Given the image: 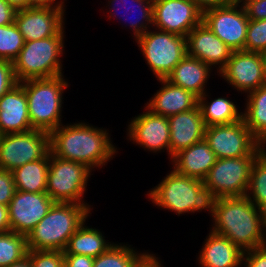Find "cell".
<instances>
[{
	"instance_id": "cell-49",
	"label": "cell",
	"mask_w": 266,
	"mask_h": 267,
	"mask_svg": "<svg viewBox=\"0 0 266 267\" xmlns=\"http://www.w3.org/2000/svg\"><path fill=\"white\" fill-rule=\"evenodd\" d=\"M264 87H266V57H265V68H264Z\"/></svg>"
},
{
	"instance_id": "cell-14",
	"label": "cell",
	"mask_w": 266,
	"mask_h": 267,
	"mask_svg": "<svg viewBox=\"0 0 266 267\" xmlns=\"http://www.w3.org/2000/svg\"><path fill=\"white\" fill-rule=\"evenodd\" d=\"M153 26L186 37L202 22V11L192 0H164L153 4Z\"/></svg>"
},
{
	"instance_id": "cell-42",
	"label": "cell",
	"mask_w": 266,
	"mask_h": 267,
	"mask_svg": "<svg viewBox=\"0 0 266 267\" xmlns=\"http://www.w3.org/2000/svg\"><path fill=\"white\" fill-rule=\"evenodd\" d=\"M192 1L203 12L210 8L221 7L234 3L237 0H192Z\"/></svg>"
},
{
	"instance_id": "cell-41",
	"label": "cell",
	"mask_w": 266,
	"mask_h": 267,
	"mask_svg": "<svg viewBox=\"0 0 266 267\" xmlns=\"http://www.w3.org/2000/svg\"><path fill=\"white\" fill-rule=\"evenodd\" d=\"M16 12L5 0H0V26L14 23Z\"/></svg>"
},
{
	"instance_id": "cell-3",
	"label": "cell",
	"mask_w": 266,
	"mask_h": 267,
	"mask_svg": "<svg viewBox=\"0 0 266 267\" xmlns=\"http://www.w3.org/2000/svg\"><path fill=\"white\" fill-rule=\"evenodd\" d=\"M90 210L88 204L55 202L26 236L28 250L64 251L69 238L86 221Z\"/></svg>"
},
{
	"instance_id": "cell-21",
	"label": "cell",
	"mask_w": 266,
	"mask_h": 267,
	"mask_svg": "<svg viewBox=\"0 0 266 267\" xmlns=\"http://www.w3.org/2000/svg\"><path fill=\"white\" fill-rule=\"evenodd\" d=\"M164 84L147 102L145 108L152 113L170 117L189 111L198 105V97L182 87L171 84L166 79H159Z\"/></svg>"
},
{
	"instance_id": "cell-22",
	"label": "cell",
	"mask_w": 266,
	"mask_h": 267,
	"mask_svg": "<svg viewBox=\"0 0 266 267\" xmlns=\"http://www.w3.org/2000/svg\"><path fill=\"white\" fill-rule=\"evenodd\" d=\"M217 157L205 139L180 150L172 158L174 170L183 176L204 180ZM175 164V165H174Z\"/></svg>"
},
{
	"instance_id": "cell-28",
	"label": "cell",
	"mask_w": 266,
	"mask_h": 267,
	"mask_svg": "<svg viewBox=\"0 0 266 267\" xmlns=\"http://www.w3.org/2000/svg\"><path fill=\"white\" fill-rule=\"evenodd\" d=\"M243 119L252 134L262 143L266 138V87L261 86L247 95Z\"/></svg>"
},
{
	"instance_id": "cell-9",
	"label": "cell",
	"mask_w": 266,
	"mask_h": 267,
	"mask_svg": "<svg viewBox=\"0 0 266 267\" xmlns=\"http://www.w3.org/2000/svg\"><path fill=\"white\" fill-rule=\"evenodd\" d=\"M204 139L217 159L258 156L262 152L261 142L248 129L244 119L206 127Z\"/></svg>"
},
{
	"instance_id": "cell-51",
	"label": "cell",
	"mask_w": 266,
	"mask_h": 267,
	"mask_svg": "<svg viewBox=\"0 0 266 267\" xmlns=\"http://www.w3.org/2000/svg\"><path fill=\"white\" fill-rule=\"evenodd\" d=\"M266 146V138L263 140V142L261 143V147H265Z\"/></svg>"
},
{
	"instance_id": "cell-2",
	"label": "cell",
	"mask_w": 266,
	"mask_h": 267,
	"mask_svg": "<svg viewBox=\"0 0 266 267\" xmlns=\"http://www.w3.org/2000/svg\"><path fill=\"white\" fill-rule=\"evenodd\" d=\"M108 135L107 130L84 122L60 125L50 133V152L58 158L83 163L90 169L101 168L116 154L117 148Z\"/></svg>"
},
{
	"instance_id": "cell-27",
	"label": "cell",
	"mask_w": 266,
	"mask_h": 267,
	"mask_svg": "<svg viewBox=\"0 0 266 267\" xmlns=\"http://www.w3.org/2000/svg\"><path fill=\"white\" fill-rule=\"evenodd\" d=\"M206 96L205 92L198 98V107L206 127L231 124L243 119V112H238L232 101L219 97L209 103Z\"/></svg>"
},
{
	"instance_id": "cell-11",
	"label": "cell",
	"mask_w": 266,
	"mask_h": 267,
	"mask_svg": "<svg viewBox=\"0 0 266 267\" xmlns=\"http://www.w3.org/2000/svg\"><path fill=\"white\" fill-rule=\"evenodd\" d=\"M50 151V134L41 130L2 135L0 169L13 171L26 163L42 159Z\"/></svg>"
},
{
	"instance_id": "cell-40",
	"label": "cell",
	"mask_w": 266,
	"mask_h": 267,
	"mask_svg": "<svg viewBox=\"0 0 266 267\" xmlns=\"http://www.w3.org/2000/svg\"><path fill=\"white\" fill-rule=\"evenodd\" d=\"M93 264L91 256L64 254V267H93Z\"/></svg>"
},
{
	"instance_id": "cell-39",
	"label": "cell",
	"mask_w": 266,
	"mask_h": 267,
	"mask_svg": "<svg viewBox=\"0 0 266 267\" xmlns=\"http://www.w3.org/2000/svg\"><path fill=\"white\" fill-rule=\"evenodd\" d=\"M249 20L266 19V0L249 2L244 6Z\"/></svg>"
},
{
	"instance_id": "cell-10",
	"label": "cell",
	"mask_w": 266,
	"mask_h": 267,
	"mask_svg": "<svg viewBox=\"0 0 266 267\" xmlns=\"http://www.w3.org/2000/svg\"><path fill=\"white\" fill-rule=\"evenodd\" d=\"M257 156L217 159L203 180L216 198L246 196L250 171Z\"/></svg>"
},
{
	"instance_id": "cell-34",
	"label": "cell",
	"mask_w": 266,
	"mask_h": 267,
	"mask_svg": "<svg viewBox=\"0 0 266 267\" xmlns=\"http://www.w3.org/2000/svg\"><path fill=\"white\" fill-rule=\"evenodd\" d=\"M244 51L266 54V19L249 20Z\"/></svg>"
},
{
	"instance_id": "cell-36",
	"label": "cell",
	"mask_w": 266,
	"mask_h": 267,
	"mask_svg": "<svg viewBox=\"0 0 266 267\" xmlns=\"http://www.w3.org/2000/svg\"><path fill=\"white\" fill-rule=\"evenodd\" d=\"M17 84L13 62L0 60V98Z\"/></svg>"
},
{
	"instance_id": "cell-35",
	"label": "cell",
	"mask_w": 266,
	"mask_h": 267,
	"mask_svg": "<svg viewBox=\"0 0 266 267\" xmlns=\"http://www.w3.org/2000/svg\"><path fill=\"white\" fill-rule=\"evenodd\" d=\"M31 267H64V252L61 250H28Z\"/></svg>"
},
{
	"instance_id": "cell-46",
	"label": "cell",
	"mask_w": 266,
	"mask_h": 267,
	"mask_svg": "<svg viewBox=\"0 0 266 267\" xmlns=\"http://www.w3.org/2000/svg\"><path fill=\"white\" fill-rule=\"evenodd\" d=\"M16 11L28 8V0H5Z\"/></svg>"
},
{
	"instance_id": "cell-8",
	"label": "cell",
	"mask_w": 266,
	"mask_h": 267,
	"mask_svg": "<svg viewBox=\"0 0 266 267\" xmlns=\"http://www.w3.org/2000/svg\"><path fill=\"white\" fill-rule=\"evenodd\" d=\"M157 79H166L187 55L186 37L166 31H147L136 39Z\"/></svg>"
},
{
	"instance_id": "cell-24",
	"label": "cell",
	"mask_w": 266,
	"mask_h": 267,
	"mask_svg": "<svg viewBox=\"0 0 266 267\" xmlns=\"http://www.w3.org/2000/svg\"><path fill=\"white\" fill-rule=\"evenodd\" d=\"M211 67L197 58L186 55L166 77L171 84L192 92L198 98L206 91L204 86L210 76Z\"/></svg>"
},
{
	"instance_id": "cell-26",
	"label": "cell",
	"mask_w": 266,
	"mask_h": 267,
	"mask_svg": "<svg viewBox=\"0 0 266 267\" xmlns=\"http://www.w3.org/2000/svg\"><path fill=\"white\" fill-rule=\"evenodd\" d=\"M85 221L69 238L64 254L87 255L93 258L105 253L113 243L106 242L98 229L86 227Z\"/></svg>"
},
{
	"instance_id": "cell-4",
	"label": "cell",
	"mask_w": 266,
	"mask_h": 267,
	"mask_svg": "<svg viewBox=\"0 0 266 267\" xmlns=\"http://www.w3.org/2000/svg\"><path fill=\"white\" fill-rule=\"evenodd\" d=\"M148 197L160 208L176 212L178 215L188 212L208 210L213 215L216 197L204 186L202 180L183 176L174 169L170 171Z\"/></svg>"
},
{
	"instance_id": "cell-23",
	"label": "cell",
	"mask_w": 266,
	"mask_h": 267,
	"mask_svg": "<svg viewBox=\"0 0 266 267\" xmlns=\"http://www.w3.org/2000/svg\"><path fill=\"white\" fill-rule=\"evenodd\" d=\"M243 253L228 238L211 231L198 261L202 267H238L243 262Z\"/></svg>"
},
{
	"instance_id": "cell-15",
	"label": "cell",
	"mask_w": 266,
	"mask_h": 267,
	"mask_svg": "<svg viewBox=\"0 0 266 267\" xmlns=\"http://www.w3.org/2000/svg\"><path fill=\"white\" fill-rule=\"evenodd\" d=\"M54 203L46 192L16 190L8 205L11 231L27 236Z\"/></svg>"
},
{
	"instance_id": "cell-29",
	"label": "cell",
	"mask_w": 266,
	"mask_h": 267,
	"mask_svg": "<svg viewBox=\"0 0 266 267\" xmlns=\"http://www.w3.org/2000/svg\"><path fill=\"white\" fill-rule=\"evenodd\" d=\"M250 191V192H249ZM246 197L266 213V148L253 162ZM253 198V199H252Z\"/></svg>"
},
{
	"instance_id": "cell-19",
	"label": "cell",
	"mask_w": 266,
	"mask_h": 267,
	"mask_svg": "<svg viewBox=\"0 0 266 267\" xmlns=\"http://www.w3.org/2000/svg\"><path fill=\"white\" fill-rule=\"evenodd\" d=\"M170 125L169 155L171 159L180 150L204 139L205 123L198 105L186 112L168 117Z\"/></svg>"
},
{
	"instance_id": "cell-7",
	"label": "cell",
	"mask_w": 266,
	"mask_h": 267,
	"mask_svg": "<svg viewBox=\"0 0 266 267\" xmlns=\"http://www.w3.org/2000/svg\"><path fill=\"white\" fill-rule=\"evenodd\" d=\"M91 171L83 163L58 158L49 151L46 193L54 202L87 204L82 198Z\"/></svg>"
},
{
	"instance_id": "cell-32",
	"label": "cell",
	"mask_w": 266,
	"mask_h": 267,
	"mask_svg": "<svg viewBox=\"0 0 266 267\" xmlns=\"http://www.w3.org/2000/svg\"><path fill=\"white\" fill-rule=\"evenodd\" d=\"M111 2L108 1V3L112 5V8L111 9H117L116 6H114L116 4V2L118 3H122L124 5V8L126 7L127 11L125 10L124 12H127L129 10H131L132 8L135 9V6H136V9H135V12L137 10V13H138V17L136 16V20H134L135 22H133L131 20L130 22V27L132 28V31L134 32L133 35L135 37V39H137L138 37L142 36L143 34H145L147 31H148V28H149V24L151 25V27H153V4L151 3L150 0H132L130 3H132L129 7V5L127 6V0H110ZM138 3V4H137ZM129 4V3H128ZM134 4V5H133ZM119 7V6H118ZM123 7V6H122ZM118 10V9H117ZM116 10V11H117ZM113 12L115 10H112ZM132 12V11H131ZM133 12V13H135ZM115 13V12H114ZM116 14V13H115ZM129 15V14H128ZM136 15V14H135ZM117 16V14H116ZM124 16H123V20H124ZM127 19V18H126ZM145 19V20H144ZM143 20V21H142ZM128 21V20H127ZM148 24V25H147Z\"/></svg>"
},
{
	"instance_id": "cell-17",
	"label": "cell",
	"mask_w": 266,
	"mask_h": 267,
	"mask_svg": "<svg viewBox=\"0 0 266 267\" xmlns=\"http://www.w3.org/2000/svg\"><path fill=\"white\" fill-rule=\"evenodd\" d=\"M146 112L134 117L128 125V137L134 143L143 146L149 151L167 149L169 154L170 125L168 117Z\"/></svg>"
},
{
	"instance_id": "cell-31",
	"label": "cell",
	"mask_w": 266,
	"mask_h": 267,
	"mask_svg": "<svg viewBox=\"0 0 266 267\" xmlns=\"http://www.w3.org/2000/svg\"><path fill=\"white\" fill-rule=\"evenodd\" d=\"M26 236L13 231L0 232V267H7L27 255Z\"/></svg>"
},
{
	"instance_id": "cell-16",
	"label": "cell",
	"mask_w": 266,
	"mask_h": 267,
	"mask_svg": "<svg viewBox=\"0 0 266 267\" xmlns=\"http://www.w3.org/2000/svg\"><path fill=\"white\" fill-rule=\"evenodd\" d=\"M63 17L62 10L31 7L16 12L15 24L29 42L56 36L64 28Z\"/></svg>"
},
{
	"instance_id": "cell-5",
	"label": "cell",
	"mask_w": 266,
	"mask_h": 267,
	"mask_svg": "<svg viewBox=\"0 0 266 267\" xmlns=\"http://www.w3.org/2000/svg\"><path fill=\"white\" fill-rule=\"evenodd\" d=\"M24 87L32 129L51 133L61 124L62 93L68 87L63 75L20 82Z\"/></svg>"
},
{
	"instance_id": "cell-38",
	"label": "cell",
	"mask_w": 266,
	"mask_h": 267,
	"mask_svg": "<svg viewBox=\"0 0 266 267\" xmlns=\"http://www.w3.org/2000/svg\"><path fill=\"white\" fill-rule=\"evenodd\" d=\"M242 261H245V267H266V245L245 251Z\"/></svg>"
},
{
	"instance_id": "cell-6",
	"label": "cell",
	"mask_w": 266,
	"mask_h": 267,
	"mask_svg": "<svg viewBox=\"0 0 266 267\" xmlns=\"http://www.w3.org/2000/svg\"><path fill=\"white\" fill-rule=\"evenodd\" d=\"M63 39L64 29L56 36L25 42L13 61L17 82L63 75L60 61L64 50Z\"/></svg>"
},
{
	"instance_id": "cell-13",
	"label": "cell",
	"mask_w": 266,
	"mask_h": 267,
	"mask_svg": "<svg viewBox=\"0 0 266 267\" xmlns=\"http://www.w3.org/2000/svg\"><path fill=\"white\" fill-rule=\"evenodd\" d=\"M265 57L263 53L233 51L219 74L237 91L248 94L264 84Z\"/></svg>"
},
{
	"instance_id": "cell-18",
	"label": "cell",
	"mask_w": 266,
	"mask_h": 267,
	"mask_svg": "<svg viewBox=\"0 0 266 267\" xmlns=\"http://www.w3.org/2000/svg\"><path fill=\"white\" fill-rule=\"evenodd\" d=\"M187 55L197 58L209 67L218 65L220 72L233 52L203 22L194 27L186 36Z\"/></svg>"
},
{
	"instance_id": "cell-33",
	"label": "cell",
	"mask_w": 266,
	"mask_h": 267,
	"mask_svg": "<svg viewBox=\"0 0 266 267\" xmlns=\"http://www.w3.org/2000/svg\"><path fill=\"white\" fill-rule=\"evenodd\" d=\"M25 44L17 25L0 26V60L13 62Z\"/></svg>"
},
{
	"instance_id": "cell-45",
	"label": "cell",
	"mask_w": 266,
	"mask_h": 267,
	"mask_svg": "<svg viewBox=\"0 0 266 267\" xmlns=\"http://www.w3.org/2000/svg\"><path fill=\"white\" fill-rule=\"evenodd\" d=\"M11 231L8 206L0 204V232Z\"/></svg>"
},
{
	"instance_id": "cell-37",
	"label": "cell",
	"mask_w": 266,
	"mask_h": 267,
	"mask_svg": "<svg viewBox=\"0 0 266 267\" xmlns=\"http://www.w3.org/2000/svg\"><path fill=\"white\" fill-rule=\"evenodd\" d=\"M15 192L12 171L0 169V204L8 206Z\"/></svg>"
},
{
	"instance_id": "cell-44",
	"label": "cell",
	"mask_w": 266,
	"mask_h": 267,
	"mask_svg": "<svg viewBox=\"0 0 266 267\" xmlns=\"http://www.w3.org/2000/svg\"><path fill=\"white\" fill-rule=\"evenodd\" d=\"M161 263L154 254H146L134 265V267H161Z\"/></svg>"
},
{
	"instance_id": "cell-48",
	"label": "cell",
	"mask_w": 266,
	"mask_h": 267,
	"mask_svg": "<svg viewBox=\"0 0 266 267\" xmlns=\"http://www.w3.org/2000/svg\"><path fill=\"white\" fill-rule=\"evenodd\" d=\"M253 1H258V0H237V2L240 4L241 2H243L241 5L245 6L247 3L249 2H253Z\"/></svg>"
},
{
	"instance_id": "cell-20",
	"label": "cell",
	"mask_w": 266,
	"mask_h": 267,
	"mask_svg": "<svg viewBox=\"0 0 266 267\" xmlns=\"http://www.w3.org/2000/svg\"><path fill=\"white\" fill-rule=\"evenodd\" d=\"M32 129L24 87L18 83L0 98V132L2 135Z\"/></svg>"
},
{
	"instance_id": "cell-12",
	"label": "cell",
	"mask_w": 266,
	"mask_h": 267,
	"mask_svg": "<svg viewBox=\"0 0 266 267\" xmlns=\"http://www.w3.org/2000/svg\"><path fill=\"white\" fill-rule=\"evenodd\" d=\"M202 22L230 49L244 50L249 18L237 1L203 11Z\"/></svg>"
},
{
	"instance_id": "cell-43",
	"label": "cell",
	"mask_w": 266,
	"mask_h": 267,
	"mask_svg": "<svg viewBox=\"0 0 266 267\" xmlns=\"http://www.w3.org/2000/svg\"><path fill=\"white\" fill-rule=\"evenodd\" d=\"M56 0H28V8L31 7H41V8H55L58 10H62L63 12H65L64 10V1H60L57 3ZM54 4V5H53Z\"/></svg>"
},
{
	"instance_id": "cell-25",
	"label": "cell",
	"mask_w": 266,
	"mask_h": 267,
	"mask_svg": "<svg viewBox=\"0 0 266 267\" xmlns=\"http://www.w3.org/2000/svg\"><path fill=\"white\" fill-rule=\"evenodd\" d=\"M49 152L42 158L26 163L12 171L16 190L31 193L46 192Z\"/></svg>"
},
{
	"instance_id": "cell-50",
	"label": "cell",
	"mask_w": 266,
	"mask_h": 267,
	"mask_svg": "<svg viewBox=\"0 0 266 267\" xmlns=\"http://www.w3.org/2000/svg\"><path fill=\"white\" fill-rule=\"evenodd\" d=\"M150 1L152 4H156V3L160 2V1H164V0H150Z\"/></svg>"
},
{
	"instance_id": "cell-47",
	"label": "cell",
	"mask_w": 266,
	"mask_h": 267,
	"mask_svg": "<svg viewBox=\"0 0 266 267\" xmlns=\"http://www.w3.org/2000/svg\"><path fill=\"white\" fill-rule=\"evenodd\" d=\"M7 267H31V258L27 254L21 260L16 261Z\"/></svg>"
},
{
	"instance_id": "cell-30",
	"label": "cell",
	"mask_w": 266,
	"mask_h": 267,
	"mask_svg": "<svg viewBox=\"0 0 266 267\" xmlns=\"http://www.w3.org/2000/svg\"><path fill=\"white\" fill-rule=\"evenodd\" d=\"M145 254H139L125 244H113L105 253L94 258L93 267H134Z\"/></svg>"
},
{
	"instance_id": "cell-1",
	"label": "cell",
	"mask_w": 266,
	"mask_h": 267,
	"mask_svg": "<svg viewBox=\"0 0 266 267\" xmlns=\"http://www.w3.org/2000/svg\"><path fill=\"white\" fill-rule=\"evenodd\" d=\"M212 232L228 238L243 252L266 245V213L246 196L217 198Z\"/></svg>"
}]
</instances>
